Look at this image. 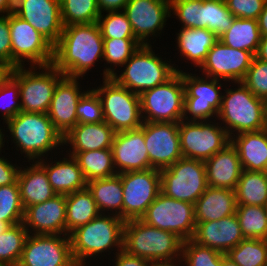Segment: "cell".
Instances as JSON below:
<instances>
[{"instance_id": "obj_40", "label": "cell", "mask_w": 267, "mask_h": 266, "mask_svg": "<svg viewBox=\"0 0 267 266\" xmlns=\"http://www.w3.org/2000/svg\"><path fill=\"white\" fill-rule=\"evenodd\" d=\"M235 214L245 238L267 239V211L265 207L237 205Z\"/></svg>"}, {"instance_id": "obj_33", "label": "cell", "mask_w": 267, "mask_h": 266, "mask_svg": "<svg viewBox=\"0 0 267 266\" xmlns=\"http://www.w3.org/2000/svg\"><path fill=\"white\" fill-rule=\"evenodd\" d=\"M100 214L93 195L87 187L66 195V235Z\"/></svg>"}, {"instance_id": "obj_22", "label": "cell", "mask_w": 267, "mask_h": 266, "mask_svg": "<svg viewBox=\"0 0 267 266\" xmlns=\"http://www.w3.org/2000/svg\"><path fill=\"white\" fill-rule=\"evenodd\" d=\"M80 78L64 76L57 84L47 112L55 129L65 136L78 123L77 104L88 91L83 90ZM81 88V89H80Z\"/></svg>"}, {"instance_id": "obj_7", "label": "cell", "mask_w": 267, "mask_h": 266, "mask_svg": "<svg viewBox=\"0 0 267 266\" xmlns=\"http://www.w3.org/2000/svg\"><path fill=\"white\" fill-rule=\"evenodd\" d=\"M29 67L28 69L25 66L8 69V73L19 84L21 111L47 113L55 88L65 75L53 64L38 66V68Z\"/></svg>"}, {"instance_id": "obj_43", "label": "cell", "mask_w": 267, "mask_h": 266, "mask_svg": "<svg viewBox=\"0 0 267 266\" xmlns=\"http://www.w3.org/2000/svg\"><path fill=\"white\" fill-rule=\"evenodd\" d=\"M24 208L18 182L0 186V221L15 225L23 222Z\"/></svg>"}, {"instance_id": "obj_60", "label": "cell", "mask_w": 267, "mask_h": 266, "mask_svg": "<svg viewBox=\"0 0 267 266\" xmlns=\"http://www.w3.org/2000/svg\"><path fill=\"white\" fill-rule=\"evenodd\" d=\"M12 225L8 222H2L0 221V235L3 234L4 231H6L8 228H10Z\"/></svg>"}, {"instance_id": "obj_16", "label": "cell", "mask_w": 267, "mask_h": 266, "mask_svg": "<svg viewBox=\"0 0 267 266\" xmlns=\"http://www.w3.org/2000/svg\"><path fill=\"white\" fill-rule=\"evenodd\" d=\"M18 266H78L69 235L28 234Z\"/></svg>"}, {"instance_id": "obj_31", "label": "cell", "mask_w": 267, "mask_h": 266, "mask_svg": "<svg viewBox=\"0 0 267 266\" xmlns=\"http://www.w3.org/2000/svg\"><path fill=\"white\" fill-rule=\"evenodd\" d=\"M181 28L179 33H176V49L184 60L193 63V67H200L219 38L207 28Z\"/></svg>"}, {"instance_id": "obj_18", "label": "cell", "mask_w": 267, "mask_h": 266, "mask_svg": "<svg viewBox=\"0 0 267 266\" xmlns=\"http://www.w3.org/2000/svg\"><path fill=\"white\" fill-rule=\"evenodd\" d=\"M254 55L245 50L233 49L218 40L208 51L199 67L202 76L220 79L225 82H242L251 65Z\"/></svg>"}, {"instance_id": "obj_57", "label": "cell", "mask_w": 267, "mask_h": 266, "mask_svg": "<svg viewBox=\"0 0 267 266\" xmlns=\"http://www.w3.org/2000/svg\"><path fill=\"white\" fill-rule=\"evenodd\" d=\"M15 0H0V15L13 12Z\"/></svg>"}, {"instance_id": "obj_38", "label": "cell", "mask_w": 267, "mask_h": 266, "mask_svg": "<svg viewBox=\"0 0 267 266\" xmlns=\"http://www.w3.org/2000/svg\"><path fill=\"white\" fill-rule=\"evenodd\" d=\"M200 10L201 28H207L218 37L232 26L235 18L225 0H202Z\"/></svg>"}, {"instance_id": "obj_8", "label": "cell", "mask_w": 267, "mask_h": 266, "mask_svg": "<svg viewBox=\"0 0 267 266\" xmlns=\"http://www.w3.org/2000/svg\"><path fill=\"white\" fill-rule=\"evenodd\" d=\"M103 85L92 89L101 100L104 121L115 132L131 130L143 124L140 95L119 85L113 78L103 79Z\"/></svg>"}, {"instance_id": "obj_19", "label": "cell", "mask_w": 267, "mask_h": 266, "mask_svg": "<svg viewBox=\"0 0 267 266\" xmlns=\"http://www.w3.org/2000/svg\"><path fill=\"white\" fill-rule=\"evenodd\" d=\"M123 11L135 38L142 45H151L149 37L162 33L167 18L172 15L170 3L166 0H129Z\"/></svg>"}, {"instance_id": "obj_25", "label": "cell", "mask_w": 267, "mask_h": 266, "mask_svg": "<svg viewBox=\"0 0 267 266\" xmlns=\"http://www.w3.org/2000/svg\"><path fill=\"white\" fill-rule=\"evenodd\" d=\"M66 155V158H60L59 161L53 162V156L52 161L48 163L47 157H45L46 160L36 161L46 171L50 185L57 195H68L87 187V181L78 161L73 156Z\"/></svg>"}, {"instance_id": "obj_58", "label": "cell", "mask_w": 267, "mask_h": 266, "mask_svg": "<svg viewBox=\"0 0 267 266\" xmlns=\"http://www.w3.org/2000/svg\"><path fill=\"white\" fill-rule=\"evenodd\" d=\"M181 261H174V262H161V263H151L150 266H182Z\"/></svg>"}, {"instance_id": "obj_52", "label": "cell", "mask_w": 267, "mask_h": 266, "mask_svg": "<svg viewBox=\"0 0 267 266\" xmlns=\"http://www.w3.org/2000/svg\"><path fill=\"white\" fill-rule=\"evenodd\" d=\"M3 149H0V154ZM20 166L9 162L5 156H0V186L15 184L17 182Z\"/></svg>"}, {"instance_id": "obj_41", "label": "cell", "mask_w": 267, "mask_h": 266, "mask_svg": "<svg viewBox=\"0 0 267 266\" xmlns=\"http://www.w3.org/2000/svg\"><path fill=\"white\" fill-rule=\"evenodd\" d=\"M60 9L64 26L94 23L101 15L97 0H60Z\"/></svg>"}, {"instance_id": "obj_21", "label": "cell", "mask_w": 267, "mask_h": 266, "mask_svg": "<svg viewBox=\"0 0 267 266\" xmlns=\"http://www.w3.org/2000/svg\"><path fill=\"white\" fill-rule=\"evenodd\" d=\"M111 149L117 174L152 168L145 145L143 124L136 129L115 132Z\"/></svg>"}, {"instance_id": "obj_47", "label": "cell", "mask_w": 267, "mask_h": 266, "mask_svg": "<svg viewBox=\"0 0 267 266\" xmlns=\"http://www.w3.org/2000/svg\"><path fill=\"white\" fill-rule=\"evenodd\" d=\"M202 0H174L170 12L178 18L183 28H201Z\"/></svg>"}, {"instance_id": "obj_2", "label": "cell", "mask_w": 267, "mask_h": 266, "mask_svg": "<svg viewBox=\"0 0 267 266\" xmlns=\"http://www.w3.org/2000/svg\"><path fill=\"white\" fill-rule=\"evenodd\" d=\"M107 213L100 214L69 234L72 256L78 266H86V258H99V254L103 257L104 252L111 254L116 249L118 253L123 249L125 221Z\"/></svg>"}, {"instance_id": "obj_54", "label": "cell", "mask_w": 267, "mask_h": 266, "mask_svg": "<svg viewBox=\"0 0 267 266\" xmlns=\"http://www.w3.org/2000/svg\"><path fill=\"white\" fill-rule=\"evenodd\" d=\"M128 1L129 0H97V6L102 14L103 11L111 12L124 10Z\"/></svg>"}, {"instance_id": "obj_12", "label": "cell", "mask_w": 267, "mask_h": 266, "mask_svg": "<svg viewBox=\"0 0 267 266\" xmlns=\"http://www.w3.org/2000/svg\"><path fill=\"white\" fill-rule=\"evenodd\" d=\"M12 47V68L53 64L54 46L28 22L15 13H9Z\"/></svg>"}, {"instance_id": "obj_1", "label": "cell", "mask_w": 267, "mask_h": 266, "mask_svg": "<svg viewBox=\"0 0 267 266\" xmlns=\"http://www.w3.org/2000/svg\"><path fill=\"white\" fill-rule=\"evenodd\" d=\"M103 53L104 42L97 22L64 26L54 46L53 65L67 77L82 79L96 61H103Z\"/></svg>"}, {"instance_id": "obj_51", "label": "cell", "mask_w": 267, "mask_h": 266, "mask_svg": "<svg viewBox=\"0 0 267 266\" xmlns=\"http://www.w3.org/2000/svg\"><path fill=\"white\" fill-rule=\"evenodd\" d=\"M0 65L12 69V47L9 27V13L0 15Z\"/></svg>"}, {"instance_id": "obj_45", "label": "cell", "mask_w": 267, "mask_h": 266, "mask_svg": "<svg viewBox=\"0 0 267 266\" xmlns=\"http://www.w3.org/2000/svg\"><path fill=\"white\" fill-rule=\"evenodd\" d=\"M223 253L200 245L192 239L183 242L181 262L183 266H221Z\"/></svg>"}, {"instance_id": "obj_37", "label": "cell", "mask_w": 267, "mask_h": 266, "mask_svg": "<svg viewBox=\"0 0 267 266\" xmlns=\"http://www.w3.org/2000/svg\"><path fill=\"white\" fill-rule=\"evenodd\" d=\"M103 42V60L110 64L103 70V79L115 75L114 67H122L142 45L137 39H103Z\"/></svg>"}, {"instance_id": "obj_29", "label": "cell", "mask_w": 267, "mask_h": 266, "mask_svg": "<svg viewBox=\"0 0 267 266\" xmlns=\"http://www.w3.org/2000/svg\"><path fill=\"white\" fill-rule=\"evenodd\" d=\"M236 196L234 190L207 187L195 202V222L220 220L236 213Z\"/></svg>"}, {"instance_id": "obj_27", "label": "cell", "mask_w": 267, "mask_h": 266, "mask_svg": "<svg viewBox=\"0 0 267 266\" xmlns=\"http://www.w3.org/2000/svg\"><path fill=\"white\" fill-rule=\"evenodd\" d=\"M115 131L107 122L77 123L65 136L63 145L69 146L67 152L111 149ZM68 144V145H67Z\"/></svg>"}, {"instance_id": "obj_56", "label": "cell", "mask_w": 267, "mask_h": 266, "mask_svg": "<svg viewBox=\"0 0 267 266\" xmlns=\"http://www.w3.org/2000/svg\"><path fill=\"white\" fill-rule=\"evenodd\" d=\"M258 26L260 35L267 36V3L263 9V11L260 13L258 18Z\"/></svg>"}, {"instance_id": "obj_13", "label": "cell", "mask_w": 267, "mask_h": 266, "mask_svg": "<svg viewBox=\"0 0 267 266\" xmlns=\"http://www.w3.org/2000/svg\"><path fill=\"white\" fill-rule=\"evenodd\" d=\"M179 122V135L184 158L205 161L231 143L227 131L216 120ZM212 123V124H211Z\"/></svg>"}, {"instance_id": "obj_39", "label": "cell", "mask_w": 267, "mask_h": 266, "mask_svg": "<svg viewBox=\"0 0 267 266\" xmlns=\"http://www.w3.org/2000/svg\"><path fill=\"white\" fill-rule=\"evenodd\" d=\"M226 256L238 266H267V239H243Z\"/></svg>"}, {"instance_id": "obj_14", "label": "cell", "mask_w": 267, "mask_h": 266, "mask_svg": "<svg viewBox=\"0 0 267 266\" xmlns=\"http://www.w3.org/2000/svg\"><path fill=\"white\" fill-rule=\"evenodd\" d=\"M141 220L187 241L193 237L196 226L194 204L169 198L160 192Z\"/></svg>"}, {"instance_id": "obj_59", "label": "cell", "mask_w": 267, "mask_h": 266, "mask_svg": "<svg viewBox=\"0 0 267 266\" xmlns=\"http://www.w3.org/2000/svg\"><path fill=\"white\" fill-rule=\"evenodd\" d=\"M221 266H238L232 260H230L226 254H223L221 257Z\"/></svg>"}, {"instance_id": "obj_53", "label": "cell", "mask_w": 267, "mask_h": 266, "mask_svg": "<svg viewBox=\"0 0 267 266\" xmlns=\"http://www.w3.org/2000/svg\"><path fill=\"white\" fill-rule=\"evenodd\" d=\"M115 253V260L112 259L115 264L113 266H150L152 263L146 259L130 255L123 249L118 253L115 250Z\"/></svg>"}, {"instance_id": "obj_61", "label": "cell", "mask_w": 267, "mask_h": 266, "mask_svg": "<svg viewBox=\"0 0 267 266\" xmlns=\"http://www.w3.org/2000/svg\"><path fill=\"white\" fill-rule=\"evenodd\" d=\"M4 132H3V129H1L0 128V149L2 148V147H4V142H5V138H4V135L5 134H3ZM4 140V141H3Z\"/></svg>"}, {"instance_id": "obj_55", "label": "cell", "mask_w": 267, "mask_h": 266, "mask_svg": "<svg viewBox=\"0 0 267 266\" xmlns=\"http://www.w3.org/2000/svg\"><path fill=\"white\" fill-rule=\"evenodd\" d=\"M255 57L264 62H267V36L261 37Z\"/></svg>"}, {"instance_id": "obj_3", "label": "cell", "mask_w": 267, "mask_h": 266, "mask_svg": "<svg viewBox=\"0 0 267 266\" xmlns=\"http://www.w3.org/2000/svg\"><path fill=\"white\" fill-rule=\"evenodd\" d=\"M16 150L25 154L28 162L44 159L63 145V136L55 129L47 113L19 112L6 122ZM18 148V149H17ZM43 156V157H42Z\"/></svg>"}, {"instance_id": "obj_63", "label": "cell", "mask_w": 267, "mask_h": 266, "mask_svg": "<svg viewBox=\"0 0 267 266\" xmlns=\"http://www.w3.org/2000/svg\"><path fill=\"white\" fill-rule=\"evenodd\" d=\"M266 125H267V99L265 100Z\"/></svg>"}, {"instance_id": "obj_10", "label": "cell", "mask_w": 267, "mask_h": 266, "mask_svg": "<svg viewBox=\"0 0 267 266\" xmlns=\"http://www.w3.org/2000/svg\"><path fill=\"white\" fill-rule=\"evenodd\" d=\"M160 173L161 193L169 198L195 204L208 187L202 160L182 157Z\"/></svg>"}, {"instance_id": "obj_35", "label": "cell", "mask_w": 267, "mask_h": 266, "mask_svg": "<svg viewBox=\"0 0 267 266\" xmlns=\"http://www.w3.org/2000/svg\"><path fill=\"white\" fill-rule=\"evenodd\" d=\"M218 38L233 49L249 51L255 56L261 39L258 20L234 18L232 26Z\"/></svg>"}, {"instance_id": "obj_36", "label": "cell", "mask_w": 267, "mask_h": 266, "mask_svg": "<svg viewBox=\"0 0 267 266\" xmlns=\"http://www.w3.org/2000/svg\"><path fill=\"white\" fill-rule=\"evenodd\" d=\"M237 205L267 206V172L242 170L234 189Z\"/></svg>"}, {"instance_id": "obj_50", "label": "cell", "mask_w": 267, "mask_h": 266, "mask_svg": "<svg viewBox=\"0 0 267 266\" xmlns=\"http://www.w3.org/2000/svg\"><path fill=\"white\" fill-rule=\"evenodd\" d=\"M235 18L258 20L267 0H225Z\"/></svg>"}, {"instance_id": "obj_23", "label": "cell", "mask_w": 267, "mask_h": 266, "mask_svg": "<svg viewBox=\"0 0 267 266\" xmlns=\"http://www.w3.org/2000/svg\"><path fill=\"white\" fill-rule=\"evenodd\" d=\"M23 224L28 234L66 235V195L26 207Z\"/></svg>"}, {"instance_id": "obj_5", "label": "cell", "mask_w": 267, "mask_h": 266, "mask_svg": "<svg viewBox=\"0 0 267 266\" xmlns=\"http://www.w3.org/2000/svg\"><path fill=\"white\" fill-rule=\"evenodd\" d=\"M237 88L223 89L222 104L217 121L230 138L242 132L265 129V100L256 97L242 82H234ZM235 132V133H234Z\"/></svg>"}, {"instance_id": "obj_9", "label": "cell", "mask_w": 267, "mask_h": 266, "mask_svg": "<svg viewBox=\"0 0 267 266\" xmlns=\"http://www.w3.org/2000/svg\"><path fill=\"white\" fill-rule=\"evenodd\" d=\"M185 88L182 70L166 82L140 95L143 122H173L183 120Z\"/></svg>"}, {"instance_id": "obj_30", "label": "cell", "mask_w": 267, "mask_h": 266, "mask_svg": "<svg viewBox=\"0 0 267 266\" xmlns=\"http://www.w3.org/2000/svg\"><path fill=\"white\" fill-rule=\"evenodd\" d=\"M27 168L20 167L17 182L20 189V199L25 209L57 195L48 180L46 171L35 161ZM23 168V169H22Z\"/></svg>"}, {"instance_id": "obj_15", "label": "cell", "mask_w": 267, "mask_h": 266, "mask_svg": "<svg viewBox=\"0 0 267 266\" xmlns=\"http://www.w3.org/2000/svg\"><path fill=\"white\" fill-rule=\"evenodd\" d=\"M118 175L123 188V220L141 219L161 192L160 170L151 168Z\"/></svg>"}, {"instance_id": "obj_46", "label": "cell", "mask_w": 267, "mask_h": 266, "mask_svg": "<svg viewBox=\"0 0 267 266\" xmlns=\"http://www.w3.org/2000/svg\"><path fill=\"white\" fill-rule=\"evenodd\" d=\"M19 99V84L7 72L0 80V111L2 113L1 115L3 116L2 120L4 121V123L21 112V103L19 102Z\"/></svg>"}, {"instance_id": "obj_28", "label": "cell", "mask_w": 267, "mask_h": 266, "mask_svg": "<svg viewBox=\"0 0 267 266\" xmlns=\"http://www.w3.org/2000/svg\"><path fill=\"white\" fill-rule=\"evenodd\" d=\"M243 170L267 172V130L242 132L231 137Z\"/></svg>"}, {"instance_id": "obj_24", "label": "cell", "mask_w": 267, "mask_h": 266, "mask_svg": "<svg viewBox=\"0 0 267 266\" xmlns=\"http://www.w3.org/2000/svg\"><path fill=\"white\" fill-rule=\"evenodd\" d=\"M194 242L226 254L245 239L236 214L220 220L197 223Z\"/></svg>"}, {"instance_id": "obj_49", "label": "cell", "mask_w": 267, "mask_h": 266, "mask_svg": "<svg viewBox=\"0 0 267 266\" xmlns=\"http://www.w3.org/2000/svg\"><path fill=\"white\" fill-rule=\"evenodd\" d=\"M242 83L256 96L267 99V62L255 56Z\"/></svg>"}, {"instance_id": "obj_17", "label": "cell", "mask_w": 267, "mask_h": 266, "mask_svg": "<svg viewBox=\"0 0 267 266\" xmlns=\"http://www.w3.org/2000/svg\"><path fill=\"white\" fill-rule=\"evenodd\" d=\"M143 132L152 168H168L183 157L179 123L143 122Z\"/></svg>"}, {"instance_id": "obj_44", "label": "cell", "mask_w": 267, "mask_h": 266, "mask_svg": "<svg viewBox=\"0 0 267 266\" xmlns=\"http://www.w3.org/2000/svg\"><path fill=\"white\" fill-rule=\"evenodd\" d=\"M106 13L104 16L103 12L97 21L103 39H136L123 10Z\"/></svg>"}, {"instance_id": "obj_42", "label": "cell", "mask_w": 267, "mask_h": 266, "mask_svg": "<svg viewBox=\"0 0 267 266\" xmlns=\"http://www.w3.org/2000/svg\"><path fill=\"white\" fill-rule=\"evenodd\" d=\"M28 231L23 222L12 225L0 235V262L18 266Z\"/></svg>"}, {"instance_id": "obj_26", "label": "cell", "mask_w": 267, "mask_h": 266, "mask_svg": "<svg viewBox=\"0 0 267 266\" xmlns=\"http://www.w3.org/2000/svg\"><path fill=\"white\" fill-rule=\"evenodd\" d=\"M204 163L209 187L235 189L243 169L238 152L231 143Z\"/></svg>"}, {"instance_id": "obj_20", "label": "cell", "mask_w": 267, "mask_h": 266, "mask_svg": "<svg viewBox=\"0 0 267 266\" xmlns=\"http://www.w3.org/2000/svg\"><path fill=\"white\" fill-rule=\"evenodd\" d=\"M13 13L28 22L53 46L59 42L64 28L60 0H15Z\"/></svg>"}, {"instance_id": "obj_62", "label": "cell", "mask_w": 267, "mask_h": 266, "mask_svg": "<svg viewBox=\"0 0 267 266\" xmlns=\"http://www.w3.org/2000/svg\"><path fill=\"white\" fill-rule=\"evenodd\" d=\"M8 72V69L2 65H0V80L3 78V76Z\"/></svg>"}, {"instance_id": "obj_6", "label": "cell", "mask_w": 267, "mask_h": 266, "mask_svg": "<svg viewBox=\"0 0 267 266\" xmlns=\"http://www.w3.org/2000/svg\"><path fill=\"white\" fill-rule=\"evenodd\" d=\"M152 49V45L141 47L122 66L121 74L115 73L113 78L119 85L126 87L131 92L141 95L144 91L152 89L170 79L181 69L176 67L166 58L163 61ZM174 66V67H173ZM178 68V69H177Z\"/></svg>"}, {"instance_id": "obj_32", "label": "cell", "mask_w": 267, "mask_h": 266, "mask_svg": "<svg viewBox=\"0 0 267 266\" xmlns=\"http://www.w3.org/2000/svg\"><path fill=\"white\" fill-rule=\"evenodd\" d=\"M87 188L91 191L101 214L110 211L109 214L112 213L123 219V188L118 174L89 181Z\"/></svg>"}, {"instance_id": "obj_4", "label": "cell", "mask_w": 267, "mask_h": 266, "mask_svg": "<svg viewBox=\"0 0 267 266\" xmlns=\"http://www.w3.org/2000/svg\"><path fill=\"white\" fill-rule=\"evenodd\" d=\"M183 242L174 233L152 227L141 219L125 221L123 250L152 263L181 261Z\"/></svg>"}, {"instance_id": "obj_48", "label": "cell", "mask_w": 267, "mask_h": 266, "mask_svg": "<svg viewBox=\"0 0 267 266\" xmlns=\"http://www.w3.org/2000/svg\"><path fill=\"white\" fill-rule=\"evenodd\" d=\"M78 123H100L104 122L102 104L97 93L90 88L77 104Z\"/></svg>"}, {"instance_id": "obj_34", "label": "cell", "mask_w": 267, "mask_h": 266, "mask_svg": "<svg viewBox=\"0 0 267 266\" xmlns=\"http://www.w3.org/2000/svg\"><path fill=\"white\" fill-rule=\"evenodd\" d=\"M68 155L73 156L78 161L87 182L117 175L112 149L68 152Z\"/></svg>"}, {"instance_id": "obj_11", "label": "cell", "mask_w": 267, "mask_h": 266, "mask_svg": "<svg viewBox=\"0 0 267 266\" xmlns=\"http://www.w3.org/2000/svg\"><path fill=\"white\" fill-rule=\"evenodd\" d=\"M182 80L185 88L183 120L209 121L213 118L217 119L222 104V85L225 83H222L220 79L200 77L198 74H192L186 70L185 72L182 70Z\"/></svg>"}, {"instance_id": "obj_64", "label": "cell", "mask_w": 267, "mask_h": 266, "mask_svg": "<svg viewBox=\"0 0 267 266\" xmlns=\"http://www.w3.org/2000/svg\"><path fill=\"white\" fill-rule=\"evenodd\" d=\"M0 266H10V265L3 263V262H0Z\"/></svg>"}]
</instances>
